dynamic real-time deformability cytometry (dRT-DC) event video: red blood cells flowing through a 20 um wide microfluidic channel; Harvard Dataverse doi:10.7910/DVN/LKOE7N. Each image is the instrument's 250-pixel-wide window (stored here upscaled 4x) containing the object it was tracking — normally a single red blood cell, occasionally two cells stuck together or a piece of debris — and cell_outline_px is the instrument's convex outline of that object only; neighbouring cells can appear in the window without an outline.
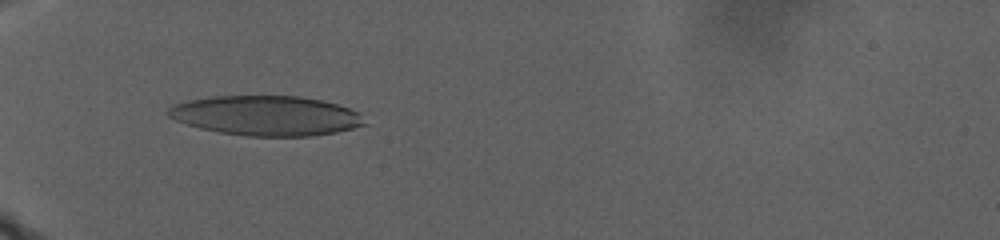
{"species": "human", "species_latin": "Homo sapiens", "temperature_condition": "warm", "stored_images_in_passage": 32, "camera_frame_rate_fps": 3000, "um_per_image_px": 0.085, "donor": {"sex": "male"}, "frame": {"image": 1, "passage_image": 22, "time_ms": 10.0, "image_size_px": [1000, 240], "cell_outline_px": [[368, 124], [336, 132], [312, 136], [244, 136], [220, 132], [200, 128], [176, 120], [168, 116], [164, 112], [172, 104], [188, 100], [212, 96], [300, 96], [324, 100], [360, 112]], "centroid_in_image_um": [22.62, 9.82], "position_along_channel_um": 62.4, "area_um2": 45.84}}
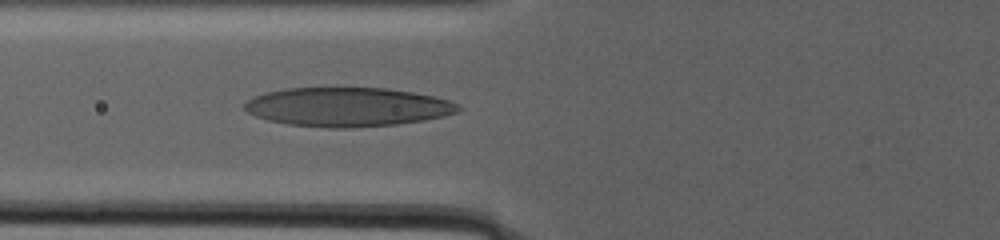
{"frame": {"image": 2, "passage_image": 30, "time_ms": 12.333, "image_size_px": [1000, 240], "cell_outline_px": [[464, 108], [456, 112], [444, 116], [424, 120], [396, 124], [356, 128], [328, 128], [288, 124], [268, 120], [256, 116], [248, 112], [244, 108], [244, 104], [248, 100], [256, 96], [268, 92], [288, 88], [388, 88], [412, 92], [432, 96], [448, 100]], "centroid_in_image_um": [29.55, 9.1], "position_along_channel_um": 96.2, "area_um2": 48.44}}